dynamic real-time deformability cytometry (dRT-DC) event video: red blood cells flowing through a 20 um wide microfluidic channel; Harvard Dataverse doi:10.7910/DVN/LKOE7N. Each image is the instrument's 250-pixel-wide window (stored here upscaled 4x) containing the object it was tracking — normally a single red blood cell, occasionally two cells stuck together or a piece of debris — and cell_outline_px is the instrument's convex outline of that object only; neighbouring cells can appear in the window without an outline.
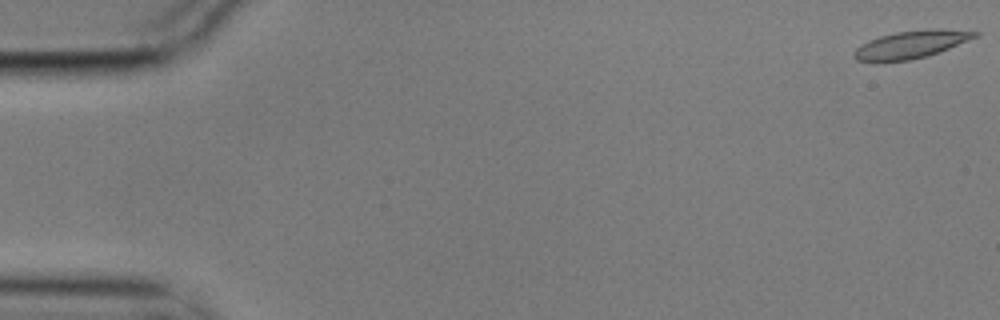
{"species": "common noctule bat (a hibernating species)", "species_latin": "Nyctalus noctula", "temperature_condition": "cold", "stored_images_in_passage": 6, "camera_frame_rate_fps": 3000, "um_per_image_px": 0.085, "animal": {"sex": "male", "body_mass_g": 17.9}, "frame": {"image": 1, "passage_image": 1, "time_ms": 0.0, "image_size_px": [1000, 320], "cell_outline_px": [[980, 32], [976, 36], [948, 48], [928, 56], [912, 60], [876, 64], [856, 60], [852, 56], [852, 52], [860, 44], [868, 40], [880, 36], [896, 32], [932, 28], [944, 28]], "centroid_in_image_um": [77.32, 3.81], "position_along_channel_um": 7.7, "area_um2": 20.0}}
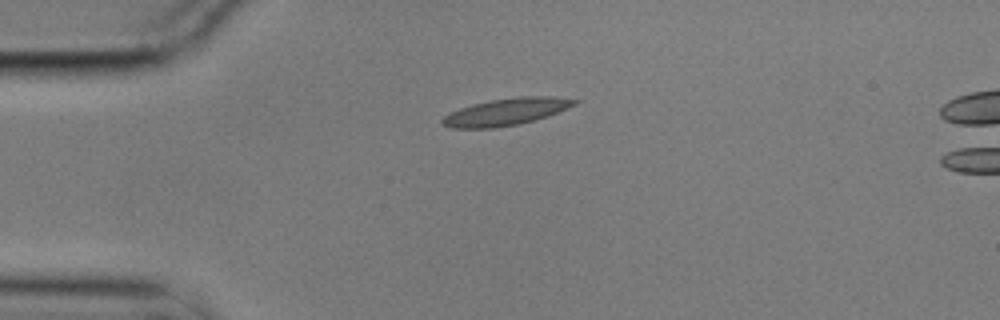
{"frame": {"image": 2, "passage_image": 4, "time_ms": 1.0, "image_size_px": [1000, 320], "cell_outline_px": [[580, 100], [576, 104], [548, 116], [520, 124], [492, 128], [452, 128], [444, 124], [440, 120], [448, 112], [472, 104], [492, 100], [520, 96], [552, 96]], "centroid_in_image_um": [43.01, 9.5], "position_along_channel_um": 42.0, "area_um2": 20.75}}